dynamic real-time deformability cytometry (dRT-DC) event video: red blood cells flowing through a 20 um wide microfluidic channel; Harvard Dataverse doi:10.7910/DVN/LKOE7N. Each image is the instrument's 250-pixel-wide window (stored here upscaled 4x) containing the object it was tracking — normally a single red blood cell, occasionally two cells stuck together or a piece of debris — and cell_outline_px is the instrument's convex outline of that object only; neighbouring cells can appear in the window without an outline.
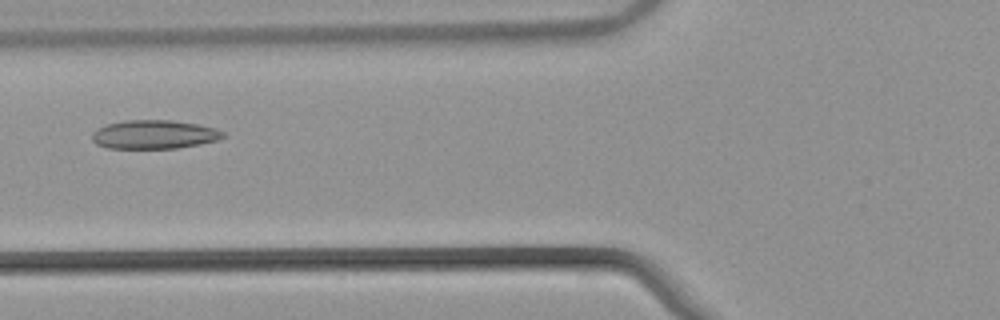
{"species": "common noctule bat (a hibernating species)", "species_latin": "Nyctalus noctula", "temperature_condition": "warm", "stored_images_in_passage": 51, "camera_frame_rate_fps": 3000, "um_per_image_px": 0.085, "animal": {"sex": "male", "body_mass_g": 21.5, "forearm_length_mm": 52.0}, "frame": {"image": 1, "passage_image": 19, "time_ms": 6.0, "image_size_px": [1000, 320], "cell_outline_px": [[228, 136], [216, 140], [200, 144], [176, 148], [108, 148], [96, 144], [92, 140], [92, 132], [96, 128], [108, 124], [124, 120], [172, 120], [196, 124], [216, 128], [224, 132]], "centroid_in_image_um": [13.1, 11.43], "position_along_channel_um": 112.7, "area_um2": 22.02}}
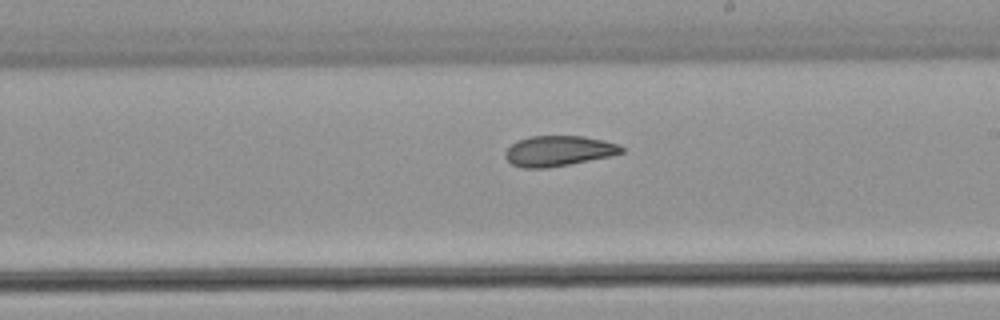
{"frame": {"image": 2, "passage_image": 29, "time_ms": 9.333, "image_size_px": [1000, 320], "cell_outline_px": [[624, 152], [612, 156], [568, 164], [544, 168], [524, 168], [512, 164], [504, 156], [504, 152], [512, 144], [528, 136], [584, 136], [604, 140], [620, 144], [624, 148]], "centroid_in_image_um": [47.51, 12.82], "position_along_channel_um": 241.5, "area_um2": 20.58}}
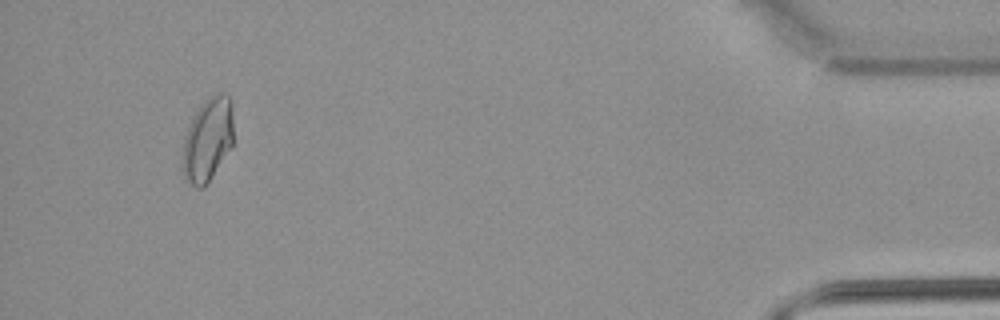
{"frame": {"image": 3, "passage_image": 48, "time_ms": 15.667, "image_size_px": [1000, 320], "cell_outline_px": [[232, 144], [208, 184], [204, 188], [196, 188], [184, 176], [184, 140], [188, 128], [200, 104], [204, 100], [220, 92], [224, 92], [232, 100]], "centroid_in_image_um": [17.68, 11.85], "position_along_channel_um": 417.5, "area_um2": 24.28}, "authors_computed_cell_mechanics": {"area_um2": 22.4264, "velocity_mm_per_s": 3.8679, "shape_relaxation_time_tau1_ms": null, "shape_relaxation_time_tau2_ms": 2.4858, "deformation_change_tau1": null, "deformation_change_tau2": 0.0861}}